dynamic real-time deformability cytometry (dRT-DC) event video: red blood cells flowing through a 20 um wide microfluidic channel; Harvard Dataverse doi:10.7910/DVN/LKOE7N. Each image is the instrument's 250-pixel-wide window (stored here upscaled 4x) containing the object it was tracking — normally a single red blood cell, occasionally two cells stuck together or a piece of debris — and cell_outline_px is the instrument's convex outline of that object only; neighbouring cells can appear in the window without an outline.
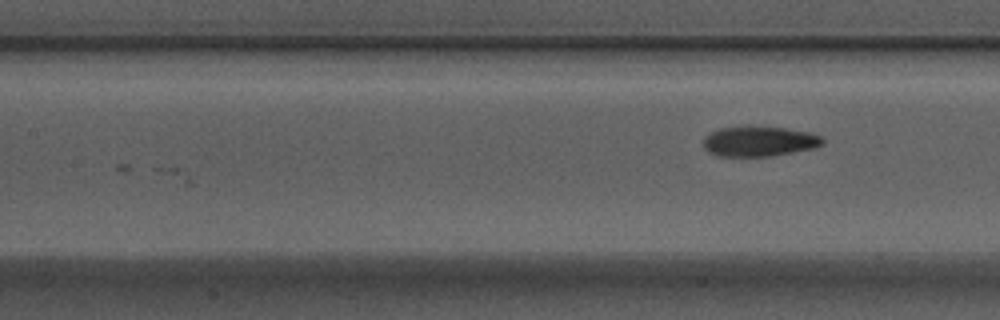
{"species": "Egyptian fruit bat (a non-hibernating species)", "species_latin": "Rousettus aegyptiacus", "temperature_condition": "warm", "stored_images_in_passage": 4, "camera_frame_rate_fps": 3000, "um_per_image_px": 0.085, "animal": {"sex": "male"}, "frame": {"image": 1, "passage_image": 4, "time_ms": 1.0, "image_size_px": [1000, 320], "cell_outline_px": [[824, 144], [812, 148], [772, 156], [720, 156], [708, 152], [704, 148], [704, 136], [720, 128], [784, 128], [808, 132], [820, 136], [824, 140]], "centroid_in_image_um": [64.53, 12.04], "position_along_channel_um": 142.9, "area_um2": 20.29}}